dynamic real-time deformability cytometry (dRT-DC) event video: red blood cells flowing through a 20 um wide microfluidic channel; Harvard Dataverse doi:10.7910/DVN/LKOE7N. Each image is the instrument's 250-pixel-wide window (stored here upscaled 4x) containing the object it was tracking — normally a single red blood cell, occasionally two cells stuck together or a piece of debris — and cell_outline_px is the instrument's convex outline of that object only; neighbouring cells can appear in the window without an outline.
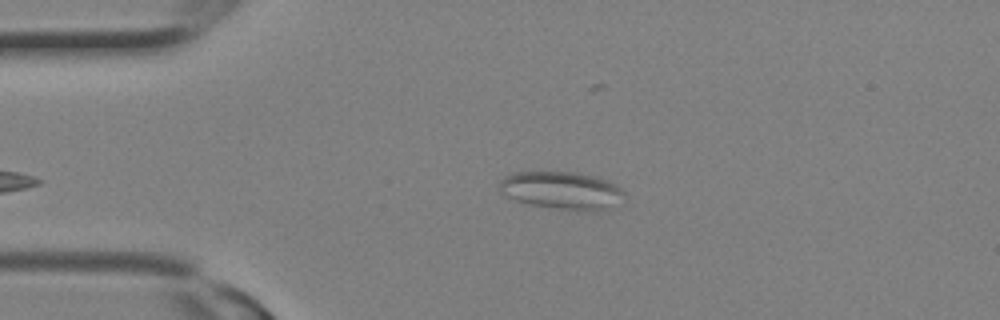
{"species": "Egyptian fruit bat (a non-hibernating species)", "species_latin": "Rousettus aegyptiacus", "temperature_condition": "room temperature", "stored_images_in_passage": 10, "camera_frame_rate_fps": 3000, "um_per_image_px": 0.085, "animal": {"sex": "female"}, "frame": {"image": 1, "passage_image": 1, "time_ms": 0.0, "image_size_px": [1000, 320], "cell_outline_px": [[624, 192], [600, 212], [576, 212], [528, 204], [516, 200], [500, 192], [500, 180], [504, 176], [516, 172], [576, 172], [596, 176], [616, 184]], "centroid_in_image_um": [47.68, 16.19], "position_along_channel_um": 37.3, "area_um2": 27.28}}
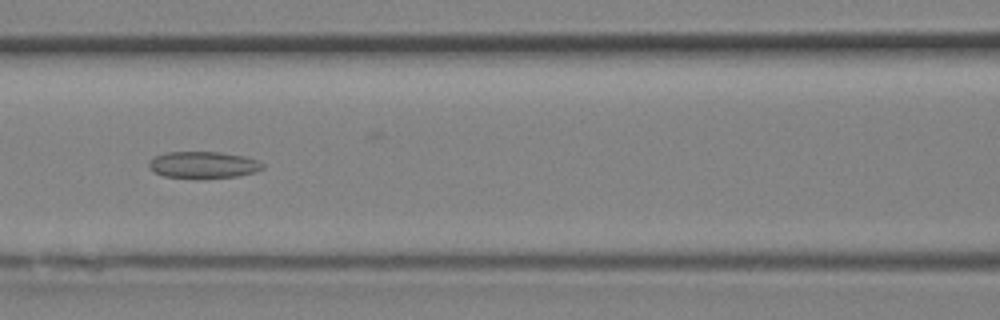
{"frame": {"image": 2, "passage_image": 7, "time_ms": 2.0, "image_size_px": [1000, 320], "cell_outline_px": [[264, 168], [256, 172], [236, 176], [164, 176], [148, 168], [148, 164], [156, 156], [168, 152], [220, 152], [244, 156], [256, 160], [264, 164]], "centroid_in_image_um": [17.32, 13.98], "position_along_channel_um": 149.3, "area_um2": 16.94}}
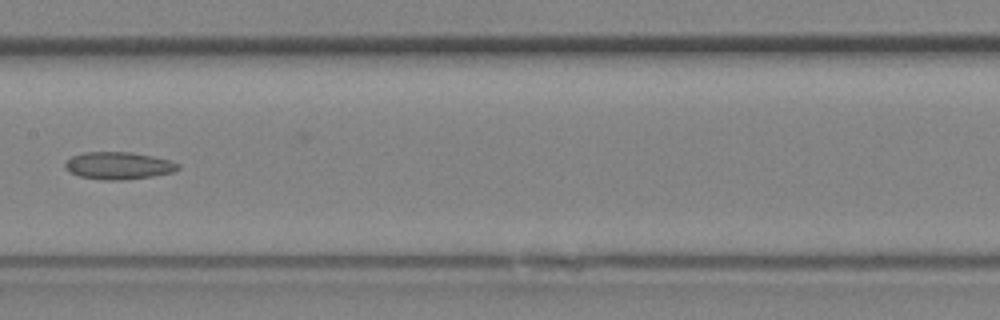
{"frame": {"image": 3, "passage_image": 9, "time_ms": 2.667, "image_size_px": [1000, 320], "cell_outline_px": [[180, 168], [172, 172], [152, 176], [124, 180], [104, 180], [80, 176], [64, 168], [64, 160], [72, 156], [84, 152], [132, 152], [152, 156], [168, 160], [180, 164]], "centroid_in_image_um": [10.05, 14.07], "position_along_channel_um": 197.4, "area_um2": 17.98}}